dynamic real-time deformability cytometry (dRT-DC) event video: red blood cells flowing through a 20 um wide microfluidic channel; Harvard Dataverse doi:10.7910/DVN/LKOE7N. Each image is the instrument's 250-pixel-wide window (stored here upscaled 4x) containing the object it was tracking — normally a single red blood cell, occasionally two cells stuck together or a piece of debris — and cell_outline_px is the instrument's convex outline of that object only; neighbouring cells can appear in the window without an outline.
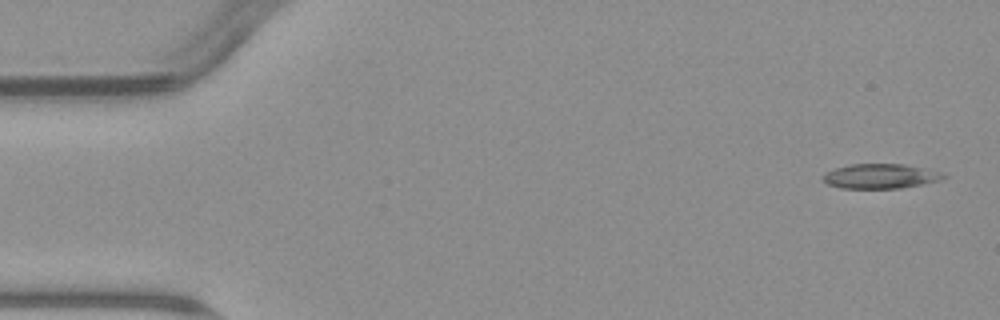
{"species": "common noctule bat (a hibernating species)", "species_latin": "Nyctalus noctula", "temperature_condition": "warm", "stored_images_in_passage": 4, "camera_frame_rate_fps": 3000, "um_per_image_px": 0.085, "animal": {"sex": "male", "body_mass_g": 23.1, "forearm_length_mm": 52.7}, "frame": {"image": 1, "passage_image": 1, "time_ms": 0.0, "image_size_px": [1000, 320], "cell_outline_px": [[948, 176], [940, 180], [900, 188], [840, 188], [828, 184], [820, 180], [820, 176], [824, 172], [836, 168], [852, 164], [904, 164], [944, 172]], "centroid_in_image_um": [74.8, 14.97], "position_along_channel_um": 10.2, "area_um2": 17.46}}
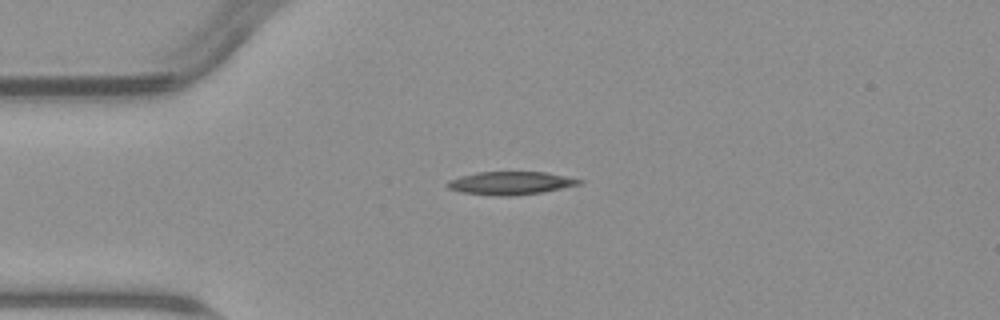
{"frame": {"image": 2, "passage_image": 4, "time_ms": 3.667, "image_size_px": [1000, 320], "cell_outline_px": [[584, 184], [544, 192], [512, 196], [496, 196], [460, 192], [448, 188], [444, 184], [448, 180], [460, 176], [476, 172], [544, 172], [584, 180]], "centroid_in_image_um": [43.4, 15.57], "position_along_channel_um": 41.6, "area_um2": 17.98}}